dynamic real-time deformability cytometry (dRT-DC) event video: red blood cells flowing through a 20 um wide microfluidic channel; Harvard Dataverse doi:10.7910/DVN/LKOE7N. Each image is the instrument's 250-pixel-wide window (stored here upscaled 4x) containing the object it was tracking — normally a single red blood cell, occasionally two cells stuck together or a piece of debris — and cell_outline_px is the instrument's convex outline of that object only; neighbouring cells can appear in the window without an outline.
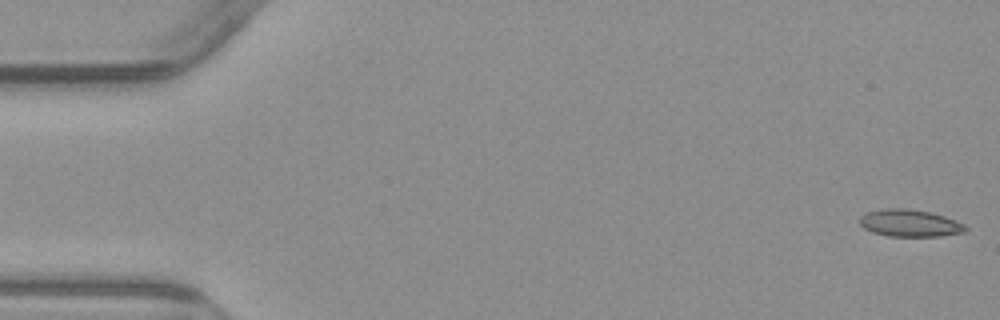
{"species": "common noctule bat (a hibernating species)", "species_latin": "Nyctalus noctula", "temperature_condition": "warm", "stored_images_in_passage": 5, "camera_frame_rate_fps": 3000, "um_per_image_px": 0.085, "animal": {"sex": "male", "body_mass_g": 23.1, "forearm_length_mm": 52.7}, "frame": {"image": 1, "passage_image": 1, "time_ms": 0.0, "image_size_px": [1000, 320], "cell_outline_px": [[968, 232], [940, 236], [888, 236], [872, 232], [864, 228], [860, 224], [860, 216], [868, 212], [884, 208], [908, 208], [928, 212], [944, 216], [956, 220], [964, 224], [968, 228]], "centroid_in_image_um": [77.36, 18.97], "position_along_channel_um": 7.6, "area_um2": 16.82}}
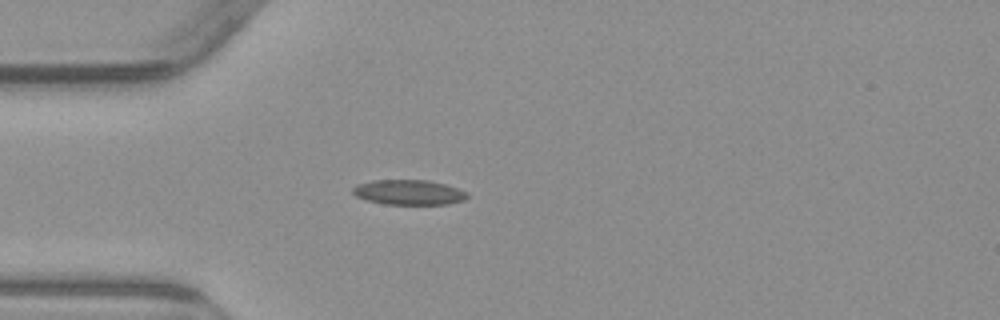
{"frame": {"image": 2, "passage_image": 5, "time_ms": 4.667, "image_size_px": [1000, 320], "cell_outline_px": [[468, 196], [464, 200], [448, 204], [384, 204], [368, 200], [356, 196], [352, 192], [352, 188], [356, 184], [372, 180], [428, 180], [444, 184], [468, 192]], "centroid_in_image_um": [34.73, 16.34], "position_along_channel_um": 50.3, "area_um2": 16.65}}